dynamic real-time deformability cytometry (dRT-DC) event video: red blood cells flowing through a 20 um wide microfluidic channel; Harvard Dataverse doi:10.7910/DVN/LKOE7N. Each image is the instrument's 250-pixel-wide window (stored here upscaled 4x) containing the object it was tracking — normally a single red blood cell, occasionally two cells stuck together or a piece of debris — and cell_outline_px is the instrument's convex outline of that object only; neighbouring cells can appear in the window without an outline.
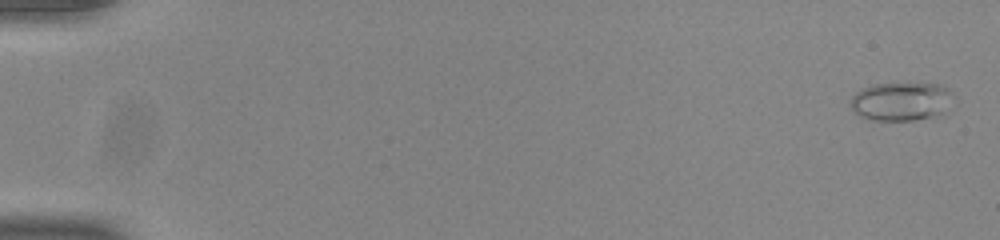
{"species": "common noctule bat (a hibernating species)", "species_latin": "Nyctalus noctula", "temperature_condition": "room temperature", "stored_images_in_passage": 54, "camera_frame_rate_fps": 3000, "um_per_image_px": 0.085, "animal": {"sex": "male", "body_mass_g": 20.0, "forearm_length_mm": 53.3}, "frame": {"image": 1, "passage_image": 2, "time_ms": 0.333, "image_size_px": [1000, 240], "cell_outline_px": [[948, 112], [944, 116], [912, 120], [872, 120], [860, 116], [852, 108], [852, 96], [856, 92], [872, 84], [936, 84], [948, 88]], "centroid_in_image_um": [76.6, 8.65], "position_along_channel_um": 8.4, "area_um2": 22.77}}
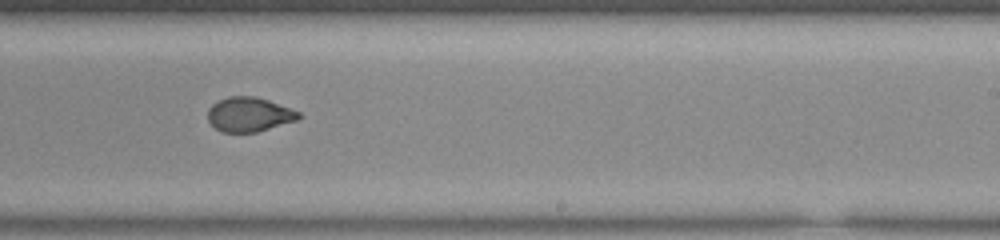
{"frame": {"image": 2, "passage_image": 35, "time_ms": 11.333, "image_size_px": [1000, 240], "cell_outline_px": [[304, 116], [296, 120], [256, 132], [224, 132], [216, 128], [208, 120], [208, 108], [212, 104], [228, 96], [256, 96], [268, 100], [300, 112]], "centroid_in_image_um": [21.18, 9.72], "position_along_channel_um": 267.8, "area_um2": 18.09}}
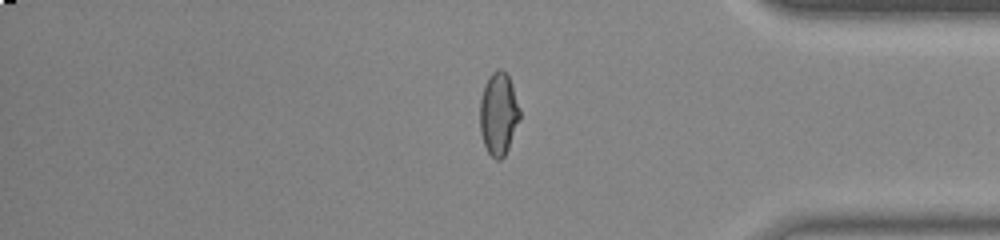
{"frame": {"image": 3, "passage_image": 46, "time_ms": 15.0, "image_size_px": [1000, 240], "cell_outline_px": [[520, 120], [508, 148], [504, 156], [500, 160], [496, 160], [488, 152], [484, 144], [480, 132], [480, 100], [484, 84], [488, 76], [496, 68], [500, 68], [508, 76], [512, 84], [520, 108]], "centroid_in_image_um": [42.37, 9.65], "position_along_channel_um": 392.8, "area_um2": 19.36}, "authors_computed_cell_mechanics": {"area_um2": 19.3341, "velocity_mm_per_s": 3.8966, "shape_relaxation_time_tau1_ms": 8.4457, "shape_relaxation_time_tau2_ms": 0.9937, "deformation_change_tau1": 0.2335, "deformation_change_tau2": 0.0509}}